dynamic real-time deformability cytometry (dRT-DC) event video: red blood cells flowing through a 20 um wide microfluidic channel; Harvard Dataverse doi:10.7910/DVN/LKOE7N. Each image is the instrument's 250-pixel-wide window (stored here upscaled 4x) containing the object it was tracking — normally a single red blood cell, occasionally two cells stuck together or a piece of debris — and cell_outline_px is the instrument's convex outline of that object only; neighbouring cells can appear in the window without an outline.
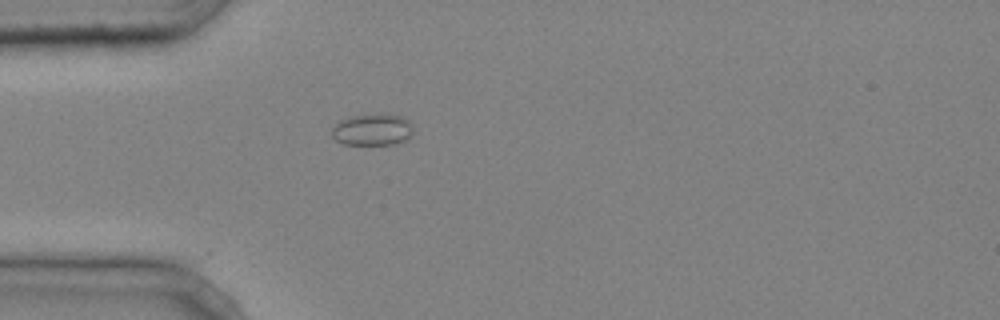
{"species": "common noctule bat (a hibernating species)", "species_latin": "Nyctalus noctula", "temperature_condition": "cold", "stored_images_in_passage": 31, "camera_frame_rate_fps": 3000, "um_per_image_px": 0.085, "animal": {"sex": "male", "body_mass_g": 20.4}, "frame": {"image": 1, "passage_image": 1, "time_ms": 0.0, "image_size_px": [1000, 320], "cell_outline_px": [[412, 136], [408, 140], [396, 144], [344, 144], [336, 140], [332, 136], [332, 128], [340, 120], [352, 116], [400, 116], [408, 120], [412, 124]], "centroid_in_image_um": [31.68, 11.07], "position_along_channel_um": 53.3, "area_um2": 14.62}}
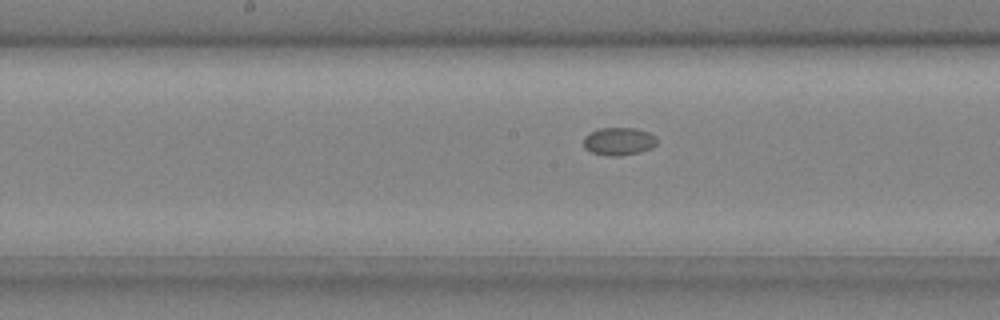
{"frame": {"image": 2, "passage_image": 12, "time_ms": 3.667, "image_size_px": [1000, 320], "cell_outline_px": [[656, 144], [652, 148], [640, 152], [620, 156], [608, 156], [592, 152], [584, 148], [584, 136], [588, 132], [600, 128], [636, 128], [648, 132], [656, 136]], "centroid_in_image_um": [52.59, 12.01], "position_along_channel_um": 195.6, "area_um2": 12.02}}
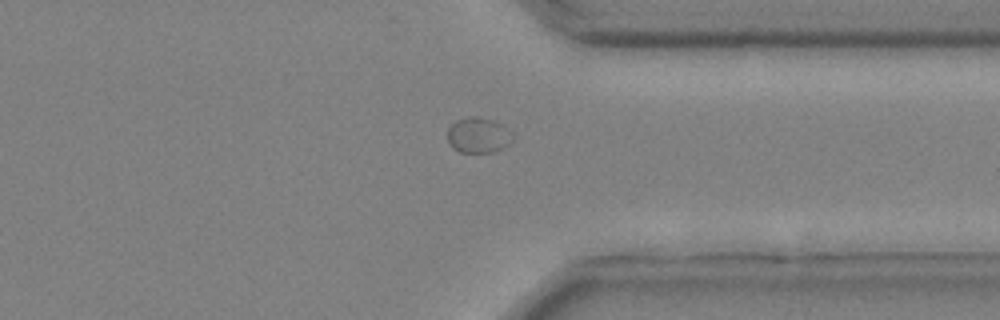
{"frame": {"image": 3, "passage_image": 25, "time_ms": 8.0, "image_size_px": [1000, 320], "cell_outline_px": [[512, 144], [504, 148], [492, 152], [460, 152], [452, 148], [448, 144], [448, 128], [456, 120], [468, 116], [476, 116], [492, 120], [500, 124], [512, 132]], "centroid_in_image_um": [40.65, 11.5], "position_along_channel_um": 370.7, "area_um2": 13.58}}